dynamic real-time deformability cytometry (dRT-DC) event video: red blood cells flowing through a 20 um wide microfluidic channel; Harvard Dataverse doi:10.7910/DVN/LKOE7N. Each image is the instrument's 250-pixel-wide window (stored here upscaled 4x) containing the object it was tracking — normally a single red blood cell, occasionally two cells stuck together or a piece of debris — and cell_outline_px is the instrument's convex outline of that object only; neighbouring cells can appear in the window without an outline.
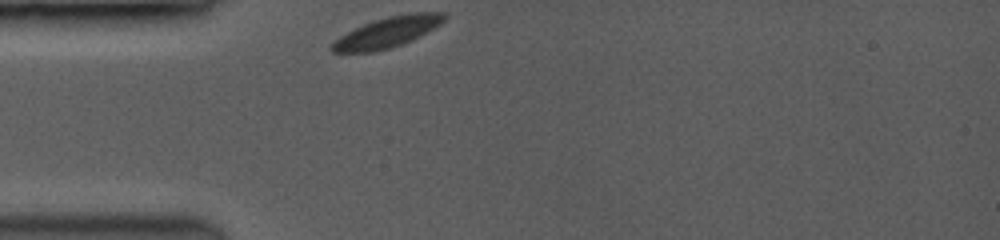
{"species": "common noctule bat (a hibernating species)", "species_latin": "Nyctalus noctula", "temperature_condition": "room temperature", "stored_images_in_passage": 5, "camera_frame_rate_fps": 3500, "um_per_image_px": 0.085, "animal": {"sex": "female", "body_mass_g": 19.0, "forearm_length_mm": 53.3}, "frame": {"image": 1, "passage_image": 1, "time_ms": 0.0, "image_size_px": [1000, 240], "cell_outline_px": [[448, 20], [400, 44], [388, 48], [372, 52], [332, 52], [328, 48], [332, 40], [364, 24], [388, 16], [412, 12], [448, 12]], "centroid_in_image_um": [32.91, 2.72], "position_along_channel_um": 52.1, "area_um2": 19.65}}
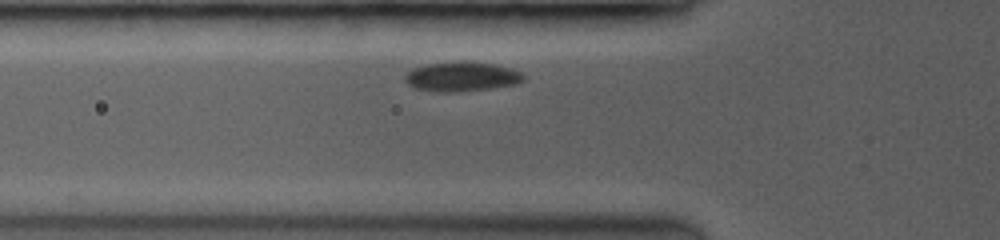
{"frame": {"image": 2, "passage_image": 4, "time_ms": 1.143, "image_size_px": [1000, 240], "cell_outline_px": [[524, 80], [516, 84], [488, 88], [416, 88], [408, 84], [404, 80], [404, 76], [412, 68], [424, 64], [460, 60], [464, 60], [496, 64], [512, 68], [520, 72], [524, 76]], "centroid_in_image_um": [39.29, 6.41], "position_along_channel_um": 86.5, "area_um2": 19.36}}